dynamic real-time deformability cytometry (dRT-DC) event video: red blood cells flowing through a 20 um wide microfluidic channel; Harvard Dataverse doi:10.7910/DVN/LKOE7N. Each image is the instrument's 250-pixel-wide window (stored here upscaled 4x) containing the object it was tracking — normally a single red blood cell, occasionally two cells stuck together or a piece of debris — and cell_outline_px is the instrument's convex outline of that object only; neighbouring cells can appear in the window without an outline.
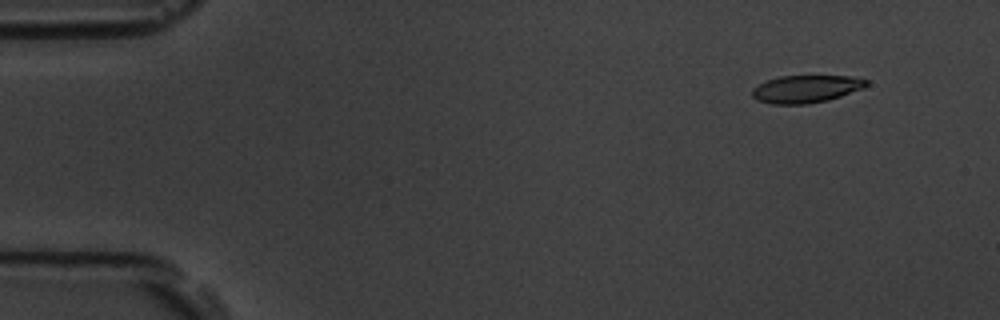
{"species": "common noctule bat (a hibernating species)", "species_latin": "Nyctalus noctula", "temperature_condition": "room temperature", "stored_images_in_passage": 7, "camera_frame_rate_fps": 3000, "um_per_image_px": 0.085, "animal": {"sex": "male", "body_mass_g": 19.5, "forearm_length_mm": 54.6}, "frame": {"image": 1, "passage_image": 2, "time_ms": 1.333, "image_size_px": [1000, 320], "cell_outline_px": [[868, 84], [864, 88], [828, 100], [808, 104], [772, 104], [756, 100], [752, 96], [752, 88], [768, 80], [780, 76], [852, 76], [868, 80]], "centroid_in_image_um": [68.51, 7.56], "position_along_channel_um": 16.5, "area_um2": 18.32}}
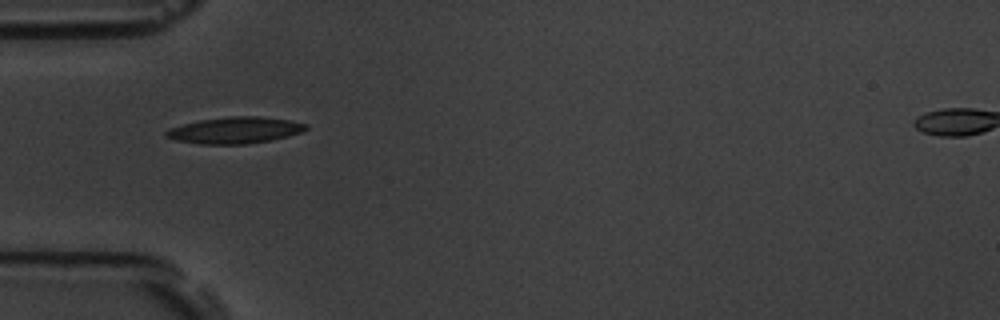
{"frame": {"image": 2, "passage_image": 6, "time_ms": 5.667, "image_size_px": [1000, 320], "cell_outline_px": [[308, 128], [300, 132], [288, 136], [272, 140], [244, 144], [200, 144], [176, 140], [164, 136], [164, 132], [168, 128], [200, 120], [228, 116], [260, 116], [288, 120], [308, 124]], "centroid_in_image_um": [19.95, 11.07], "position_along_channel_um": 65.0, "area_um2": 21.56}}
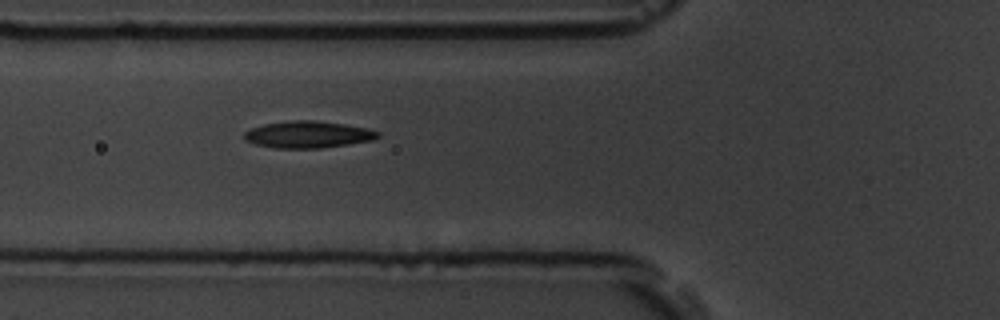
{"frame": {"image": 3, "passage_image": 7, "time_ms": 6.667, "image_size_px": [1000, 320], "cell_outline_px": [[380, 136], [372, 140], [348, 144], [320, 148], [272, 148], [256, 144], [244, 140], [244, 132], [252, 128], [264, 124], [292, 120], [316, 120], [344, 124], [368, 128], [380, 132]], "centroid_in_image_um": [26.18, 11.43], "position_along_channel_um": 99.6, "area_um2": 20.92}}